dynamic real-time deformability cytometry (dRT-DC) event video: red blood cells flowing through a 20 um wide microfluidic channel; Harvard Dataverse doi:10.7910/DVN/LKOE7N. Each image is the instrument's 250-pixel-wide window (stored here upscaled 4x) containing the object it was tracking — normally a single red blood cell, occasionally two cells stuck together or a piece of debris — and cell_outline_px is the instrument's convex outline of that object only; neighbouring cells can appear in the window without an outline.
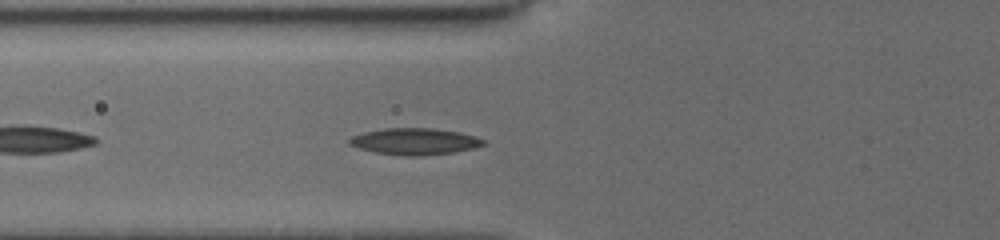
{"species": "common noctule bat (a hibernating species)", "species_latin": "Nyctalus noctula", "temperature_condition": "cold", "stored_images_in_passage": 25, "camera_frame_rate_fps": 3000, "um_per_image_px": 0.085, "animal": {"sex": "female", "body_mass_g": 19.5, "forearm_length_mm": 54.1}, "frame": {"image": 1, "passage_image": 10, "time_ms": 1.667, "image_size_px": [1000, 240], "cell_outline_px": [[484, 144], [472, 148], [452, 152], [420, 156], [404, 156], [376, 152], [360, 148], [348, 144], [348, 140], [352, 136], [364, 132], [384, 128], [432, 128], [460, 132], [476, 136], [484, 140]], "centroid_in_image_um": [35.23, 12.01], "position_along_channel_um": 90.6, "area_um2": 20.58}}
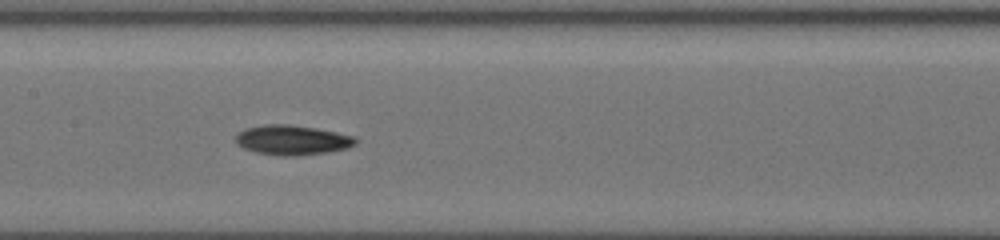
{"frame": {"image": 2, "passage_image": 19, "time_ms": 4.0, "image_size_px": [1000, 240], "cell_outline_px": [[360, 140], [356, 144], [348, 148], [328, 152], [296, 156], [280, 156], [256, 152], [244, 148], [236, 144], [236, 136], [244, 128], [264, 124], [288, 124], [316, 128], [356, 136]], "centroid_in_image_um": [24.88, 11.9], "position_along_channel_um": 182.5, "area_um2": 21.04}}
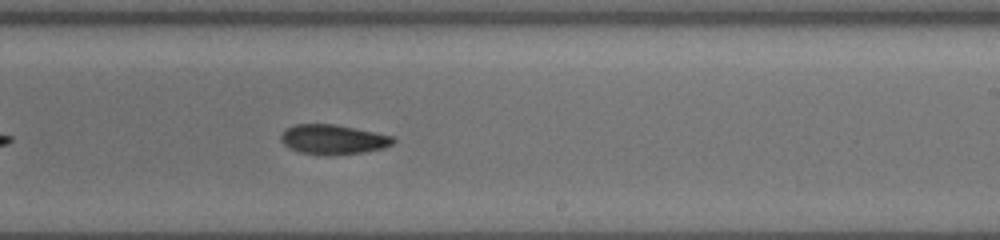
{"frame": {"image": 3, "passage_image": 25, "time_ms": 6.0, "image_size_px": [1000, 240], "cell_outline_px": [[396, 140], [392, 144], [384, 148], [364, 152], [336, 156], [324, 156], [300, 152], [288, 148], [280, 140], [280, 136], [288, 128], [296, 124], [336, 124], [396, 136]], "centroid_in_image_um": [28.36, 11.87], "position_along_channel_um": 260.6, "area_um2": 19.83}}